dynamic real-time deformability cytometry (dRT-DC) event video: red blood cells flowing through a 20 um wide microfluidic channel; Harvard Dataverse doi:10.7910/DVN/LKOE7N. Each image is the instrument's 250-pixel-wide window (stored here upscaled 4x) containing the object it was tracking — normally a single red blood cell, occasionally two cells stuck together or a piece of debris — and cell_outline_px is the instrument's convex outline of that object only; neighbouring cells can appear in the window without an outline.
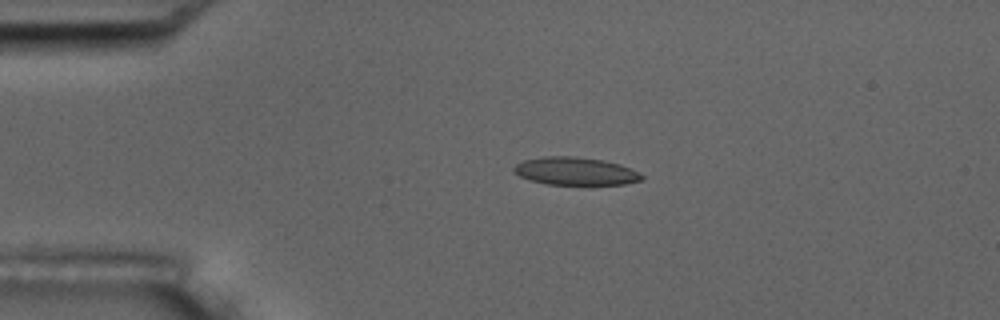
{"species": "common noctule bat (a hibernating species)", "species_latin": "Nyctalus noctula", "temperature_condition": "room temperature", "stored_images_in_passage": 3, "camera_frame_rate_fps": 3000, "um_per_image_px": 0.085, "animal": {"sex": "male", "body_mass_g": 17.5, "forearm_length_mm": 52.3}, "frame": {"image": 1, "passage_image": 2, "time_ms": 1.0, "image_size_px": [1000, 320], "cell_outline_px": [[644, 180], [624, 184], [588, 188], [544, 184], [520, 176], [512, 172], [512, 168], [516, 164], [524, 160], [544, 156], [576, 156], [604, 160], [620, 164], [632, 168], [640, 172], [644, 176]], "centroid_in_image_um": [48.98, 14.6], "position_along_channel_um": 36.0, "area_um2": 22.08}}